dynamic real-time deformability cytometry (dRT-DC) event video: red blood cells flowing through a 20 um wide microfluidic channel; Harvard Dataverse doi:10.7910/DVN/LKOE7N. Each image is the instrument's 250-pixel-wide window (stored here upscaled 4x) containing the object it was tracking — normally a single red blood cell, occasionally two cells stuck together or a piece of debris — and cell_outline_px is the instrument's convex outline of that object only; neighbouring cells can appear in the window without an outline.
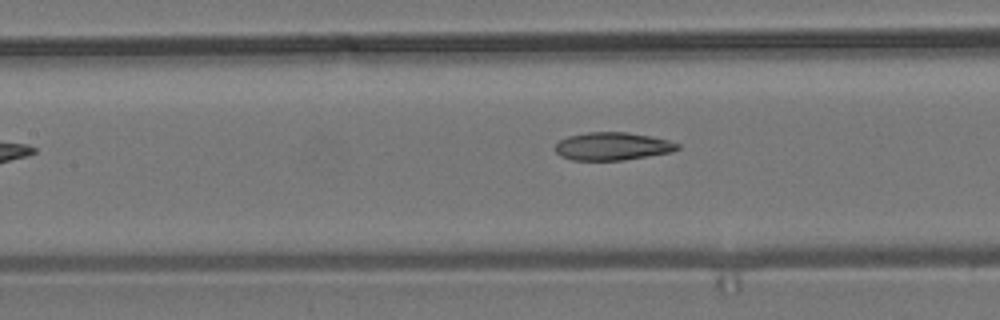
{"species": "common noctule bat (a hibernating species)", "species_latin": "Nyctalus noctula", "temperature_condition": "room temperature", "stored_images_in_passage": 7, "segment_of_instrument_passage": [2, 2], "camera_frame_rate_fps": 3000, "um_per_image_px": 0.085, "animal": {"sex": "male", "body_mass_g": 19.2, "forearm_length_mm": 51.8}, "frame": {"image": 1, "passage_image": 7, "time_ms": 7.333, "image_size_px": [1000, 320], "cell_outline_px": [[680, 148], [672, 152], [620, 160], [572, 160], [560, 156], [556, 152], [556, 144], [560, 140], [568, 136], [588, 132], [628, 132], [652, 136], [668, 140], [680, 144]], "centroid_in_image_um": [52.07, 12.42], "position_along_channel_um": 155.3, "area_um2": 19.83}}